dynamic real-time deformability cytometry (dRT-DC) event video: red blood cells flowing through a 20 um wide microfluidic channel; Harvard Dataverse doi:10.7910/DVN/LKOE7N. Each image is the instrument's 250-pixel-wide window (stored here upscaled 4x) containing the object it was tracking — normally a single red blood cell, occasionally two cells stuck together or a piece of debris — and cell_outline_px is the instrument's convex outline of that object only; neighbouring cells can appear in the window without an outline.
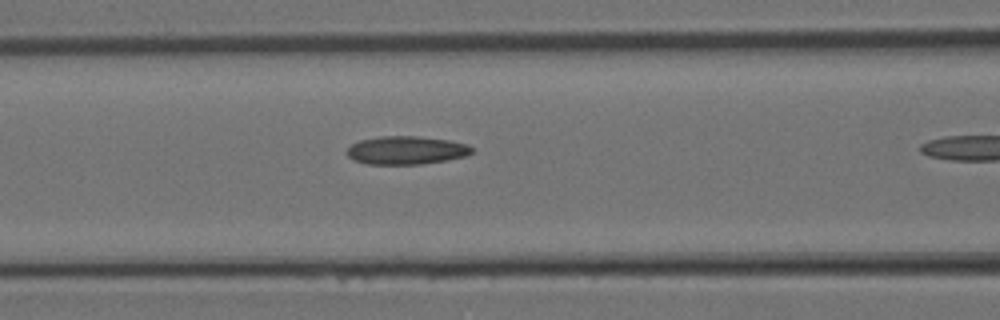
{"species": "Egyptian fruit bat (a non-hibernating species)", "species_latin": "Rousettus aegyptiacus", "temperature_condition": "room temperature", "stored_images_in_passage": 12, "camera_frame_rate_fps": 3000, "um_per_image_px": 0.085, "animal": {"sex": "female"}, "frame": {"image": 1, "passage_image": 10, "time_ms": 3.0, "image_size_px": [1000, 320], "cell_outline_px": [[476, 148], [468, 156], [420, 164], [368, 164], [352, 160], [344, 152], [352, 144], [360, 140], [380, 136], [416, 136], [448, 140], [468, 144]], "centroid_in_image_um": [34.53, 12.77], "position_along_channel_um": 132.1, "area_um2": 20.69}}